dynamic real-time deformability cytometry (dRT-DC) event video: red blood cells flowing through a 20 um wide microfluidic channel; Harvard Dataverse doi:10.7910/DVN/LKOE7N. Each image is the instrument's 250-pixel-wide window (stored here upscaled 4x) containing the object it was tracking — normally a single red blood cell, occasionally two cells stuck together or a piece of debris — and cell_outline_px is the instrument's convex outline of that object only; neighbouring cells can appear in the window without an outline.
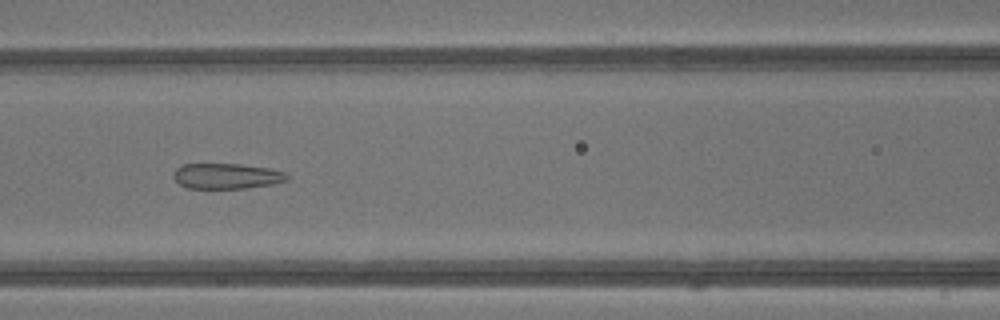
{"species": "common noctule bat (a hibernating species)", "species_latin": "Nyctalus noctula", "temperature_condition": "warm", "stored_images_in_passage": 42, "camera_frame_rate_fps": 3000, "um_per_image_px": 0.085, "animal": {"sex": "male", "body_mass_g": 13.3}, "frame": {"image": 1, "passage_image": 19, "time_ms": 6.0, "image_size_px": [1000, 320], "cell_outline_px": [[288, 180], [272, 184], [244, 188], [188, 188], [180, 184], [172, 176], [176, 168], [184, 164], [240, 164], [268, 168], [284, 172], [288, 176]], "centroid_in_image_um": [19.25, 14.96], "position_along_channel_um": 147.4, "area_um2": 16.7}}
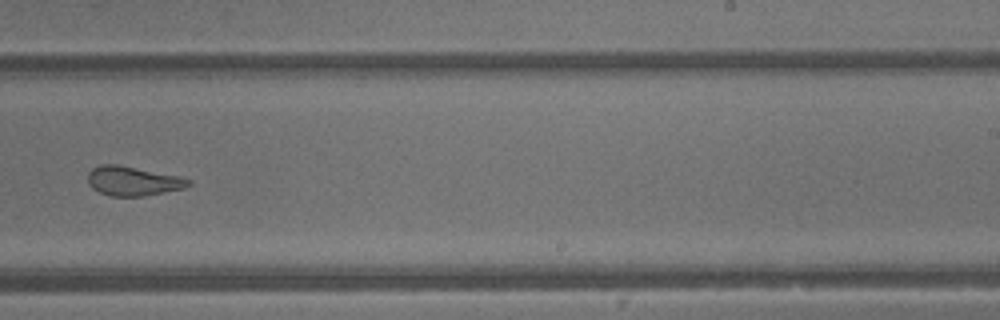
{"frame": {"image": 2, "passage_image": 27, "time_ms": 8.667, "image_size_px": [1000, 320], "cell_outline_px": [[192, 184], [184, 188], [144, 196], [112, 196], [100, 192], [92, 188], [88, 184], [88, 172], [92, 168], [100, 164], [116, 164], [180, 176], [192, 180]], "centroid_in_image_um": [11.3, 15.38], "position_along_channel_um": 277.7, "area_um2": 17.22}}
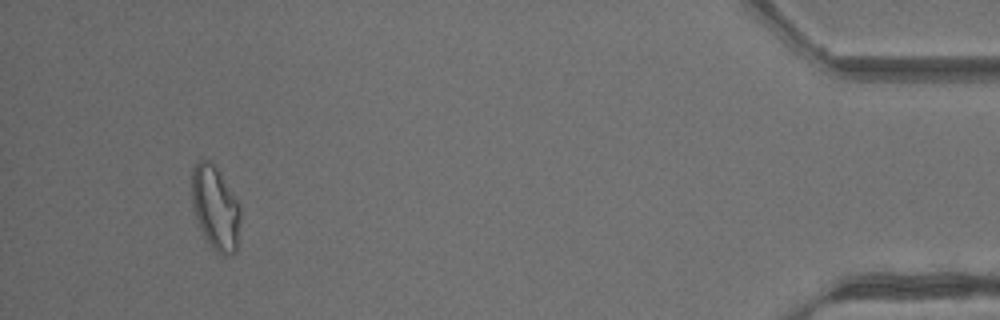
{"frame": {"image": 3, "passage_image": 40, "time_ms": 13.0, "image_size_px": [1000, 320], "cell_outline_px": [[240, 220], [236, 252], [232, 256], [224, 256], [216, 252], [212, 248], [204, 236], [196, 216], [192, 204], [192, 168], [200, 160], [208, 160], [220, 172], [240, 204]], "centroid_in_image_um": [18.33, 17.7], "position_along_channel_um": 416.9, "area_um2": 23.7}, "authors_computed_cell_mechanics": {"area_um2": 21.3571, "velocity_mm_per_s": 4.9082, "shape_relaxation_time_tau1_ms": null, "shape_relaxation_time_tau2_ms": 1.2865, "deformation_change_tau1": null, "deformation_change_tau2": 0.089}}